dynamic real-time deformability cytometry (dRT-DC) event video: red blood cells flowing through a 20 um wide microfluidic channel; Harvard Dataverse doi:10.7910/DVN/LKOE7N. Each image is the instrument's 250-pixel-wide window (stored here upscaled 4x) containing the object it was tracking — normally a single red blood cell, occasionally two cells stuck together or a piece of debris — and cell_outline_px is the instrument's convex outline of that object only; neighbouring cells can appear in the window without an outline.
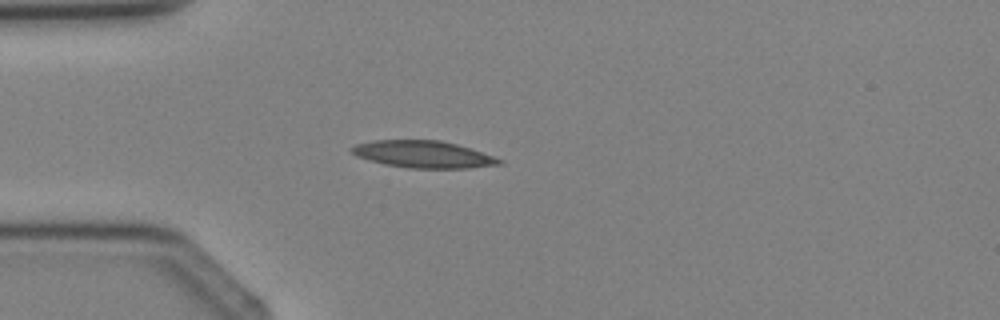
{"species": "Egyptian fruit bat (a non-hibernating species)", "species_latin": "Rousettus aegyptiacus", "temperature_condition": "cold", "stored_images_in_passage": 2, "camera_frame_rate_fps": 3000, "um_per_image_px": 0.085, "animal": {"sex": "female"}, "frame": {"image": 1, "passage_image": 2, "time_ms": 1.333, "image_size_px": [1000, 320], "cell_outline_px": [[504, 164], [468, 168], [408, 168], [384, 164], [356, 156], [348, 148], [356, 144], [372, 140], [440, 140], [456, 144], [504, 160]], "centroid_in_image_um": [35.95, 13.12], "position_along_channel_um": 49.1, "area_um2": 23.18}}